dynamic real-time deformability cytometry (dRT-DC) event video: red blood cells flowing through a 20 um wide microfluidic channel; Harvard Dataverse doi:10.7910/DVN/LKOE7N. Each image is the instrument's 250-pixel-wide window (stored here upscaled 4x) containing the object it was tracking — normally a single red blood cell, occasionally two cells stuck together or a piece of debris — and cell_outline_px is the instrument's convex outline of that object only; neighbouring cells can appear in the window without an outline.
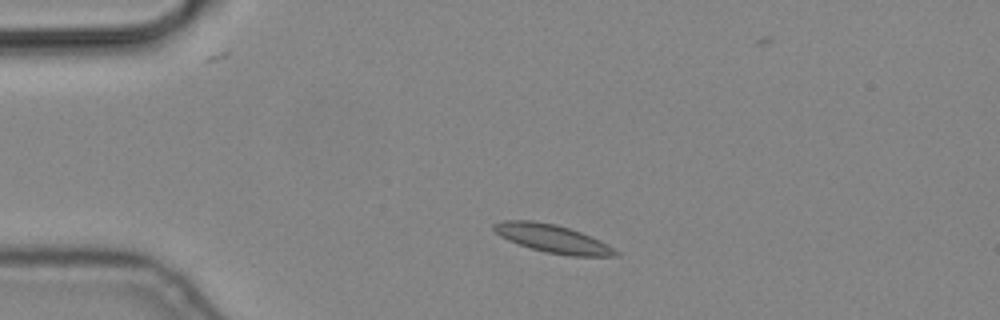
{"species": "common noctule bat (a hibernating species)", "species_latin": "Nyctalus noctula", "temperature_condition": "cold", "stored_images_in_passage": 2, "camera_frame_rate_fps": 3000, "um_per_image_px": 0.085, "animal": {"sex": "male", "body_mass_g": 19.2, "forearm_length_mm": 51.8}, "frame": {"image": 1, "passage_image": 2, "time_ms": 0.333, "image_size_px": [1000, 320], "cell_outline_px": [[620, 256], [572, 256], [548, 252], [532, 248], [508, 240], [500, 236], [492, 228], [492, 224], [504, 220], [532, 220], [556, 224], [580, 232], [600, 240], [608, 244], [620, 252]], "centroid_in_image_um": [46.99, 20.28], "position_along_channel_um": 38.0, "area_um2": 19.83}}